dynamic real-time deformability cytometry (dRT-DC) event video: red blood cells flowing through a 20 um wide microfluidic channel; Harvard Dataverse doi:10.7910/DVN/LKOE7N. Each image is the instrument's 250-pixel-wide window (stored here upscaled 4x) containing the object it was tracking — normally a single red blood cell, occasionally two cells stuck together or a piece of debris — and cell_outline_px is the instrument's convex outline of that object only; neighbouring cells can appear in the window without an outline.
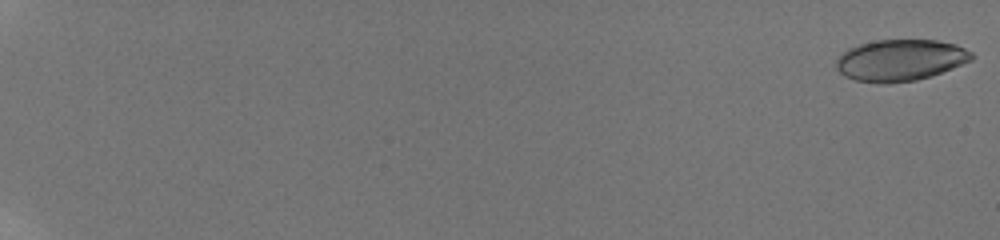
{"species": "human", "species_latin": "Homo sapiens", "temperature_condition": "room temperature", "stored_images_in_passage": 58, "camera_frame_rate_fps": 3000, "um_per_image_px": 0.085, "donor": {"sex": "male"}, "frame": {"image": 1, "passage_image": 1, "time_ms": 0.0, "image_size_px": [1000, 240], "cell_outline_px": [[976, 56], [972, 60], [952, 68], [916, 80], [888, 84], [880, 84], [856, 80], [844, 76], [836, 68], [836, 60], [848, 48], [860, 44], [876, 40], [936, 40], [956, 44], [972, 52]], "centroid_in_image_um": [76.53, 5.12], "position_along_channel_um": 8.5, "area_um2": 32.71}}
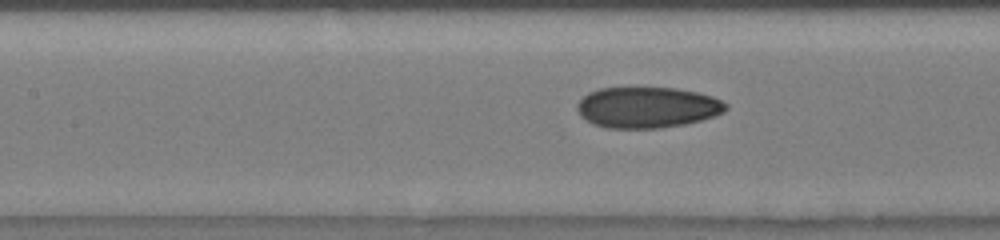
{"frame": {"image": 2, "passage_image": 32, "time_ms": 10.333, "image_size_px": [1000, 240], "cell_outline_px": [[728, 108], [724, 112], [700, 120], [684, 124], [660, 128], [608, 128], [592, 124], [580, 116], [576, 108], [576, 104], [588, 92], [600, 88], [676, 88], [696, 92], [712, 96], [724, 100], [728, 104]], "centroid_in_image_um": [55.01, 9.13], "position_along_channel_um": 152.4, "area_um2": 35.6}}
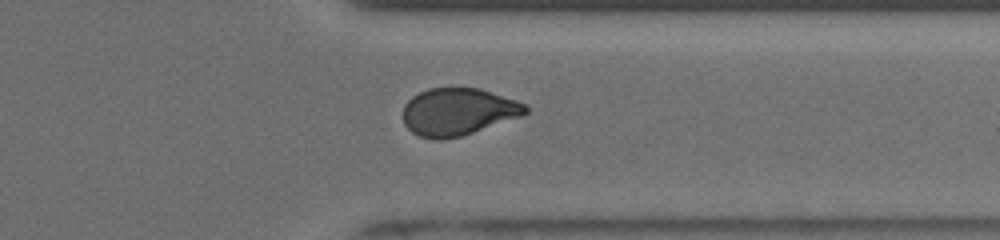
{"frame": {"image": 3, "passage_image": 49, "time_ms": 16.0, "image_size_px": [1000, 240], "cell_outline_px": [[528, 112], [520, 116], [460, 136], [444, 140], [432, 140], [420, 136], [412, 132], [404, 124], [404, 104], [412, 96], [428, 88], [480, 88], [516, 100], [524, 104], [528, 108]], "centroid_in_image_um": [38.9, 9.5], "position_along_channel_um": 372.5, "area_um2": 33.52}, "authors_computed_cell_mechanics": {"area_um2": 34.4488, "velocity_mm_per_s": 3.8833, "shape_relaxation_time_tau1_ms": 9.567, "shape_relaxation_time_tau2_ms": 1.3437, "deformation_change_tau1": 0.2098, "deformation_change_tau2": 0.0601}}